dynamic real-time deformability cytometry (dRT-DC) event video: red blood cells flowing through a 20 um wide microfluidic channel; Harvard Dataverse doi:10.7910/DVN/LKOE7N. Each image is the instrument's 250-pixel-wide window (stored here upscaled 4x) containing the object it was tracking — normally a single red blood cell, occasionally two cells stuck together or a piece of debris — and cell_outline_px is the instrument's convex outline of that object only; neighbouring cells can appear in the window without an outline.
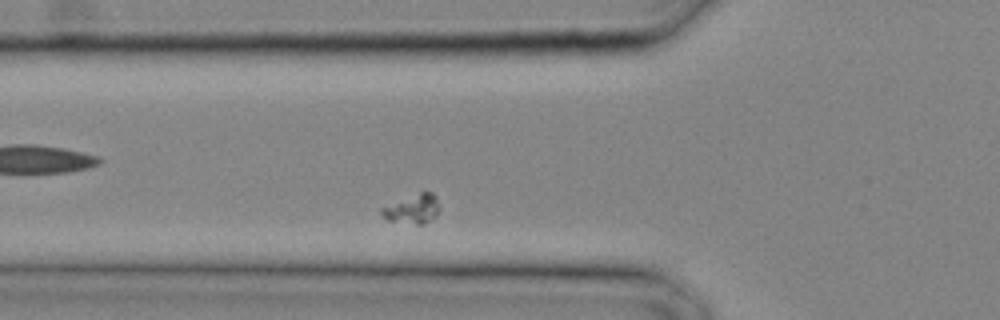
{"species": "common noctule bat (a hibernating species)", "species_latin": "Nyctalus noctula", "temperature_condition": "cold", "stored_images_in_passage": 24, "camera_frame_rate_fps": 3000, "um_per_image_px": 0.085, "animal": {"sex": "male", "body_mass_g": 20.4}, "frame": {"image": 1, "passage_image": 4, "time_ms": 1.0, "image_size_px": [1000, 320], "cell_outline_px": [[440, 208], [436, 216], [424, 224], [416, 224], [388, 220], [380, 212], [380, 208], [424, 188], [432, 192], [436, 196]], "centroid_in_image_um": [35.11, 17.7], "position_along_channel_um": 90.7, "area_um2": 10.17}}